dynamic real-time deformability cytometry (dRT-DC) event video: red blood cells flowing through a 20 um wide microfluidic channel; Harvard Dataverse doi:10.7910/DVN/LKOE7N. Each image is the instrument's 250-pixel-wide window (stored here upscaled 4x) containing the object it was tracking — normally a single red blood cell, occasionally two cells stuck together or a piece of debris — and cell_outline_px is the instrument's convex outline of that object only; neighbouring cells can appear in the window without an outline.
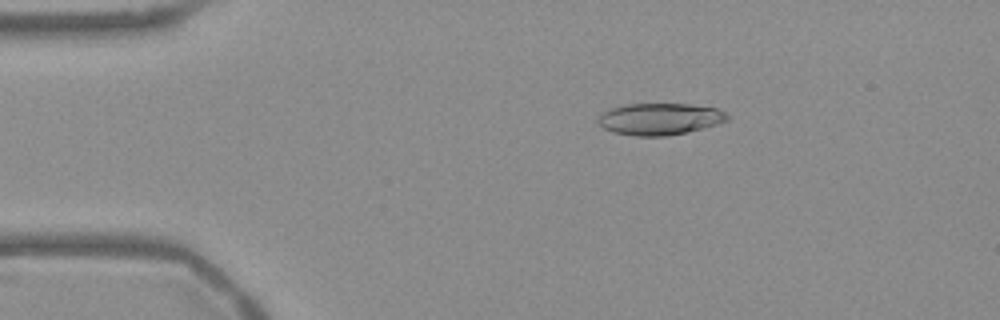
{"species": "Egyptian fruit bat (a non-hibernating species)", "species_latin": "Rousettus aegyptiacus", "temperature_condition": "warm", "stored_images_in_passage": 54, "camera_frame_rate_fps": 3000, "um_per_image_px": 0.085, "frame": {"image": 1, "passage_image": 10, "time_ms": 3.0, "image_size_px": [1000, 320], "cell_outline_px": [[728, 120], [716, 124], [684, 132], [664, 136], [636, 136], [612, 132], [596, 124], [596, 120], [604, 112], [612, 108], [624, 104], [688, 104], [716, 108], [724, 112], [728, 116]], "centroid_in_image_um": [56.02, 10.11], "position_along_channel_um": 29.0, "area_um2": 23.64}}
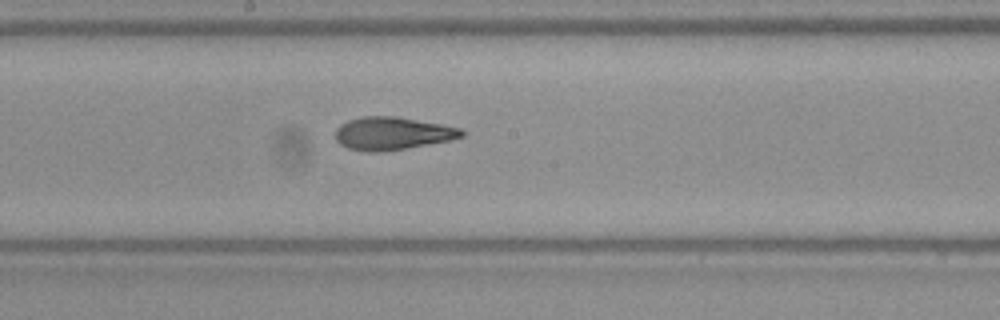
{"frame": {"image": 2, "passage_image": 29, "time_ms": 9.333, "image_size_px": [1000, 320], "cell_outline_px": [[464, 136], [452, 140], [380, 152], [368, 152], [348, 148], [340, 144], [336, 140], [336, 128], [340, 124], [348, 120], [364, 116], [396, 116], [440, 124], [460, 128], [464, 132]], "centroid_in_image_um": [33.33, 11.34], "position_along_channel_um": 214.9, "area_um2": 24.04}}
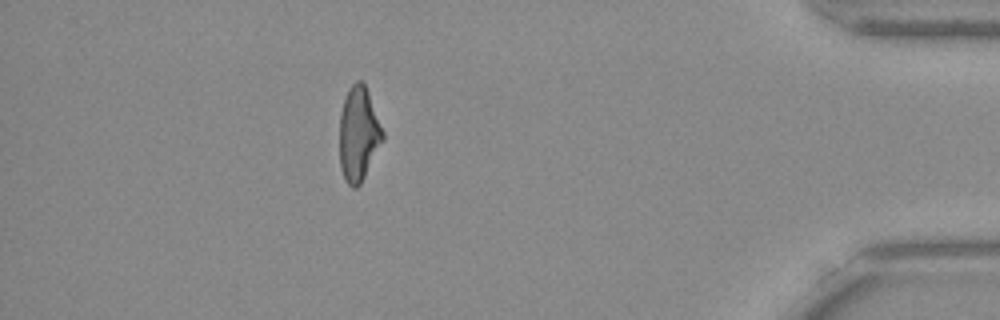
{"frame": {"image": 3, "passage_image": 48, "time_ms": 15.667, "image_size_px": [1000, 320], "cell_outline_px": [[384, 140], [360, 184], [356, 188], [352, 188], [348, 184], [340, 168], [340, 112], [348, 88], [356, 80], [360, 80], [364, 84], [368, 92], [384, 132]], "centroid_in_image_um": [30.48, 11.39], "position_along_channel_um": 404.7, "area_um2": 23.64}, "authors_computed_cell_mechanics": {"area_um2": 24.3049, "velocity_mm_per_s": 3.7751, "shape_relaxation_time_tau1_ms": 6.7839, "shape_relaxation_time_tau2_ms": 2.3665, "deformation_change_tau1": 0.2157, "deformation_change_tau2": 0.1049}}